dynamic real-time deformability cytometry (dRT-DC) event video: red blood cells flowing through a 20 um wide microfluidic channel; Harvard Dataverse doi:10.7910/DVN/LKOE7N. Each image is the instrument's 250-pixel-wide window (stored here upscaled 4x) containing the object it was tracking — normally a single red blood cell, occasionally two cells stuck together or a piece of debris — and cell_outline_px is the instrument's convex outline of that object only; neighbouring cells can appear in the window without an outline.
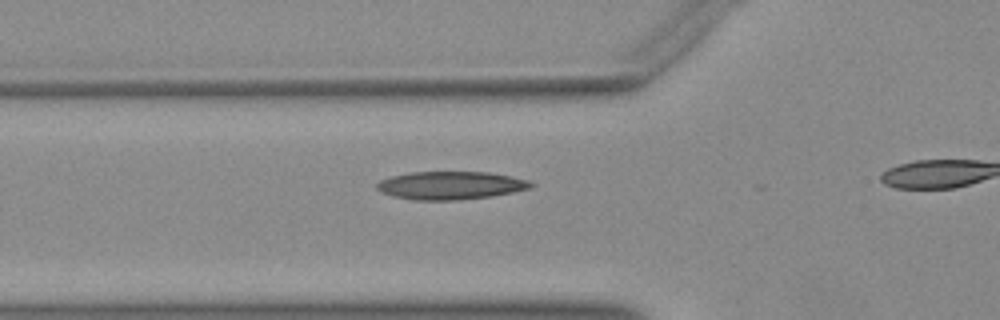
{"species": "Egyptian fruit bat (a non-hibernating species)", "species_latin": "Rousettus aegyptiacus", "temperature_condition": "warm", "stored_images_in_passage": 13, "camera_frame_rate_fps": 3000, "um_per_image_px": 0.085, "animal": {"sex": "female"}, "frame": {"image": 1, "passage_image": 8, "time_ms": 2.333, "image_size_px": [1000, 320], "cell_outline_px": [[536, 184], [532, 188], [492, 196], [456, 200], [412, 200], [392, 196], [380, 192], [376, 188], [376, 184], [380, 180], [392, 176], [408, 172], [488, 172], [528, 180]], "centroid_in_image_um": [38.27, 15.76], "position_along_channel_um": 87.5, "area_um2": 25.26}}
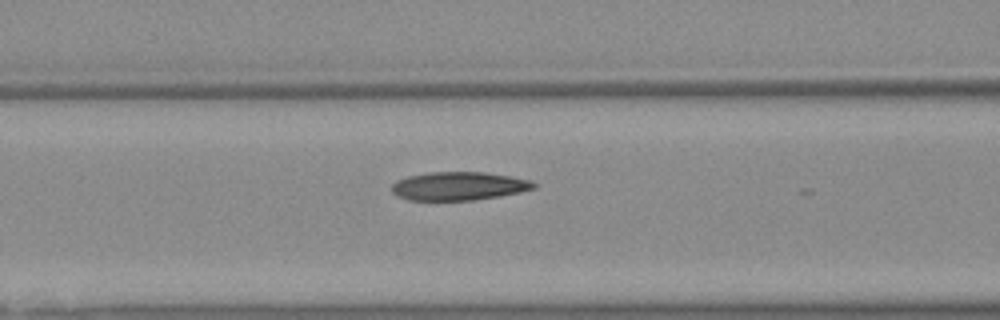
{"frame": {"image": 2, "passage_image": 11, "time_ms": 3.333, "image_size_px": [1000, 320], "cell_outline_px": [[536, 188], [520, 192], [500, 196], [472, 200], [408, 200], [396, 196], [392, 192], [392, 184], [396, 180], [408, 176], [428, 172], [484, 172], [532, 180], [536, 184]], "centroid_in_image_um": [38.98, 15.81], "position_along_channel_um": 127.6, "area_um2": 23.58}}